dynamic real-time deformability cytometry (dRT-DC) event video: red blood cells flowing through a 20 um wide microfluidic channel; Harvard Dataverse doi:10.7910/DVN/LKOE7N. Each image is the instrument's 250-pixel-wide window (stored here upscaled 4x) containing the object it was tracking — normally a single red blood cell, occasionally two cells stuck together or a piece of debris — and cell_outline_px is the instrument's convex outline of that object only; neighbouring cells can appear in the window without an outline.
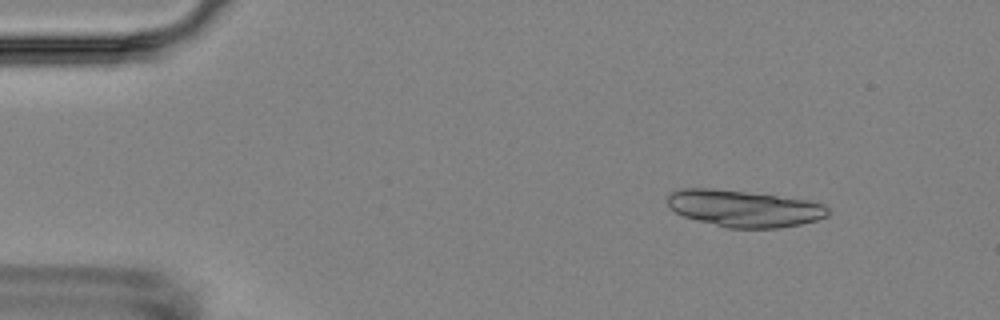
{"species": "Egyptian fruit bat (a non-hibernating species)", "species_latin": "Rousettus aegyptiacus", "temperature_condition": "room temperature", "stored_images_in_passage": 5, "camera_frame_rate_fps": 3000, "um_per_image_px": 0.085, "animal": {"sex": "female"}, "frame": {"image": 1, "passage_image": 2, "time_ms": 1.333, "image_size_px": [1000, 320], "cell_outline_px": [[828, 216], [816, 220], [800, 224], [780, 228], [728, 228], [684, 216], [676, 212], [668, 204], [668, 196], [672, 192], [680, 188], [712, 188], [748, 192], [808, 200], [824, 204], [828, 208]], "centroid_in_image_um": [63.26, 17.71], "position_along_channel_um": 21.7, "area_um2": 34.1}}